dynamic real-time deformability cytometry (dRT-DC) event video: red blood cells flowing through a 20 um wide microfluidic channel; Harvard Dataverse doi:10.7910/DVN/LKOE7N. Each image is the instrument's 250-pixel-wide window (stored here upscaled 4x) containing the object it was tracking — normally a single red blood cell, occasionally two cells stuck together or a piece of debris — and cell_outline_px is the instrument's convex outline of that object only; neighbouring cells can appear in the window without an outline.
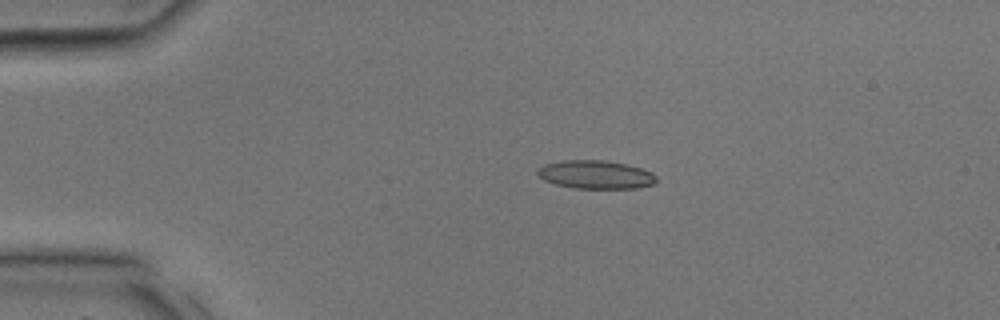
{"species": "common noctule bat (a hibernating species)", "species_latin": "Nyctalus noctula", "temperature_condition": "room temperature", "stored_images_in_passage": 16, "camera_frame_rate_fps": 3000, "um_per_image_px": 0.085, "animal": {"sex": "male", "body_mass_g": 17.9, "forearm_length_mm": 54.2}, "frame": {"image": 1, "passage_image": 1, "time_ms": 0.0, "image_size_px": [1000, 320], "cell_outline_px": [[656, 184], [636, 188], [572, 188], [556, 184], [544, 180], [536, 172], [536, 168], [544, 164], [564, 160], [604, 160], [624, 164], [640, 168], [652, 172], [656, 176]], "centroid_in_image_um": [50.62, 14.84], "position_along_channel_um": 34.4, "area_um2": 19.65}}
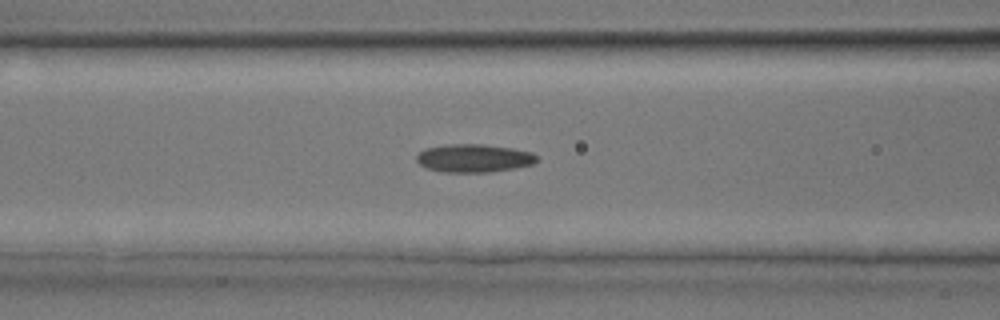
{"frame": {"image": 2, "passage_image": 8, "time_ms": 2.333, "image_size_px": [1000, 320], "cell_outline_px": [[536, 160], [532, 164], [516, 168], [488, 172], [440, 172], [428, 168], [420, 164], [416, 160], [416, 156], [424, 148], [448, 144], [484, 144], [512, 148], [532, 152], [536, 156]], "centroid_in_image_um": [40.26, 13.44], "position_along_channel_um": 126.3, "area_um2": 19.71}}
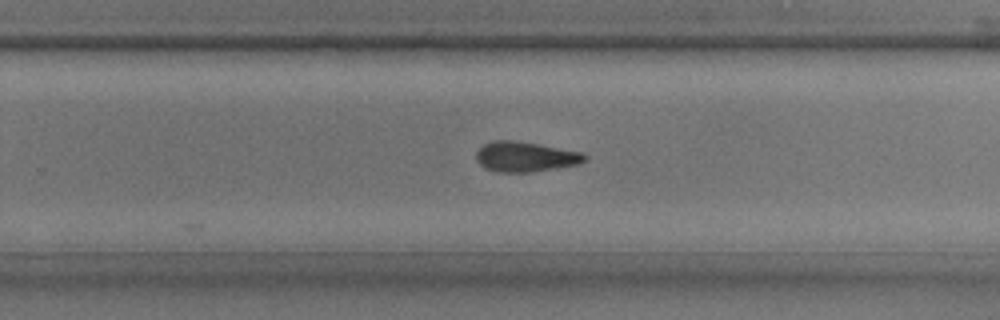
{"frame": {"image": 3, "passage_image": 16, "time_ms": 5.0, "image_size_px": [1000, 320], "cell_outline_px": [[588, 160], [580, 164], [532, 172], [496, 172], [484, 168], [476, 160], [476, 152], [484, 144], [492, 140], [516, 140], [540, 144], [584, 152], [588, 156]], "centroid_in_image_um": [44.69, 13.32], "position_along_channel_um": 285.1, "area_um2": 19.42}}